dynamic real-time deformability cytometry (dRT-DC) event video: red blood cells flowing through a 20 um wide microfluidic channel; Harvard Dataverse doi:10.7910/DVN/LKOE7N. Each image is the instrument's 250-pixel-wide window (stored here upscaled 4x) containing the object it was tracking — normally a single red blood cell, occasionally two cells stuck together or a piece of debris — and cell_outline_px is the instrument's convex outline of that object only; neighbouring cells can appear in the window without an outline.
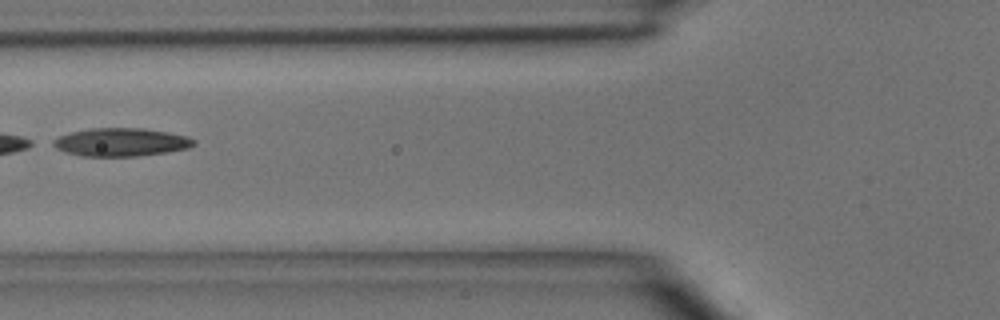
{"species": "common noctule bat (a hibernating species)", "species_latin": "Nyctalus noctula", "temperature_condition": "room temperature", "stored_images_in_passage": 5, "camera_frame_rate_fps": 3000, "um_per_image_px": 0.085, "animal": {"sex": "male", "body_mass_g": 15.6}, "frame": {"image": 1, "passage_image": 4, "time_ms": 3.333, "image_size_px": [1000, 320], "cell_outline_px": [[196, 144], [188, 148], [164, 152], [136, 156], [80, 156], [56, 148], [48, 144], [52, 140], [60, 136], [72, 132], [88, 128], [144, 128], [168, 132], [188, 136], [196, 140]], "centroid_in_image_um": [10.27, 12.07], "position_along_channel_um": 115.5, "area_um2": 23.12}}